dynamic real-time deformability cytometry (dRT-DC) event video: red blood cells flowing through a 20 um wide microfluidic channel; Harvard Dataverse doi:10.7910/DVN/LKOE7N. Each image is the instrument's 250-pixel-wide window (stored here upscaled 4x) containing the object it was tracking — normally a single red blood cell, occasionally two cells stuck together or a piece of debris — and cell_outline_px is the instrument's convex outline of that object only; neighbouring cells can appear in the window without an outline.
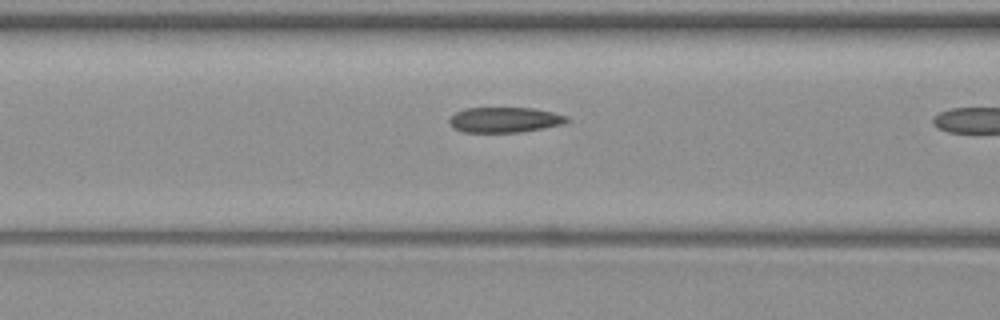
{"species": "common noctule bat (a hibernating species)", "species_latin": "Nyctalus noctula", "temperature_condition": "warm", "stored_images_in_passage": 8, "camera_frame_rate_fps": 3000, "um_per_image_px": 0.085, "animal": {"sex": "female", "body_mass_g": 19.3, "forearm_length_mm": 54.1}, "frame": {"image": 1, "passage_image": 7, "time_ms": 2.0, "image_size_px": [1000, 320], "cell_outline_px": [[568, 120], [564, 124], [544, 128], [520, 132], [464, 132], [452, 128], [448, 120], [456, 112], [464, 108], [532, 108], [552, 112], [568, 116]], "centroid_in_image_um": [42.88, 10.19], "position_along_channel_um": 123.7, "area_um2": 17.34}}